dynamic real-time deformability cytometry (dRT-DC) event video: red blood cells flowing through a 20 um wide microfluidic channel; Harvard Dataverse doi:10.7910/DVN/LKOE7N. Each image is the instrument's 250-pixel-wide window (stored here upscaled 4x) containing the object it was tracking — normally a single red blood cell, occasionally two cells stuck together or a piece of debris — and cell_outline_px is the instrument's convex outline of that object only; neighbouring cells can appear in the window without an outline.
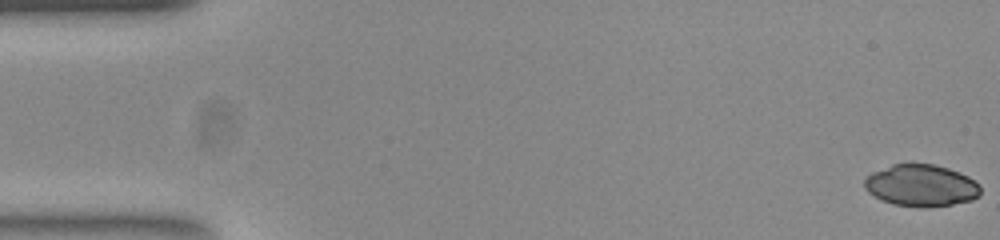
{"species": "common noctule bat (a hibernating species)", "species_latin": "Nyctalus noctula", "temperature_condition": "room temperature", "stored_images_in_passage": 53, "camera_frame_rate_fps": 3000, "um_per_image_px": 0.085, "animal": {"sex": "female", "body_mass_g": 23.0, "forearm_length_mm": 53.4}, "frame": {"image": 1, "passage_image": 1, "time_ms": 0.0, "image_size_px": [1000, 240], "cell_outline_px": [[980, 196], [972, 200], [952, 204], [920, 208], [892, 204], [868, 192], [864, 188], [864, 180], [872, 172], [892, 164], [912, 160], [936, 164], [960, 172], [968, 176], [980, 184]], "centroid_in_image_um": [78.3, 15.72], "position_along_channel_um": 6.7, "area_um2": 29.02}}
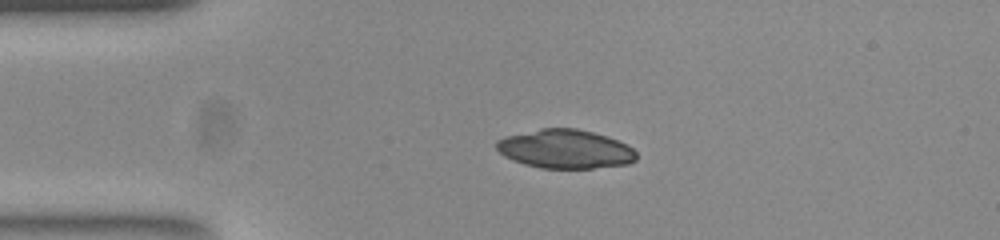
{"frame": {"image": 2, "passage_image": 12, "time_ms": 3.667, "image_size_px": [1000, 240], "cell_outline_px": [[636, 160], [628, 164], [592, 168], [540, 168], [524, 164], [512, 160], [504, 156], [496, 148], [496, 140], [504, 136], [540, 128], [576, 128], [608, 136], [632, 148], [636, 152]], "centroid_in_image_um": [48.01, 12.66], "position_along_channel_um": 37.0, "area_um2": 31.73}}
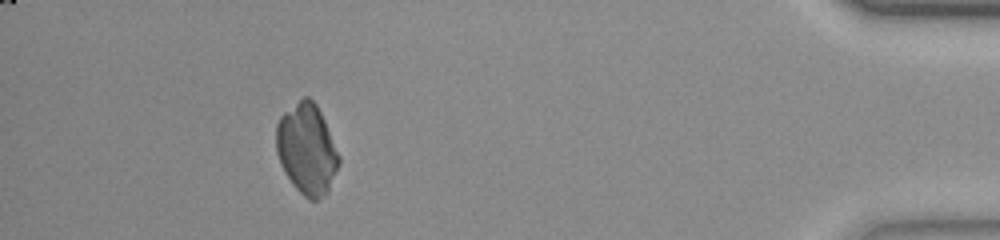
{"frame": {"image": 3, "passage_image": 48, "time_ms": 15.667, "image_size_px": [1000, 240], "cell_outline_px": [[340, 164], [328, 192], [324, 196], [316, 200], [308, 200], [292, 184], [284, 172], [280, 164], [276, 152], [276, 124], [280, 116], [284, 112], [304, 96], [308, 96], [316, 104], [324, 120], [340, 156]], "centroid_in_image_um": [26.08, 12.69], "position_along_channel_um": 409.1, "area_um2": 33.18}}